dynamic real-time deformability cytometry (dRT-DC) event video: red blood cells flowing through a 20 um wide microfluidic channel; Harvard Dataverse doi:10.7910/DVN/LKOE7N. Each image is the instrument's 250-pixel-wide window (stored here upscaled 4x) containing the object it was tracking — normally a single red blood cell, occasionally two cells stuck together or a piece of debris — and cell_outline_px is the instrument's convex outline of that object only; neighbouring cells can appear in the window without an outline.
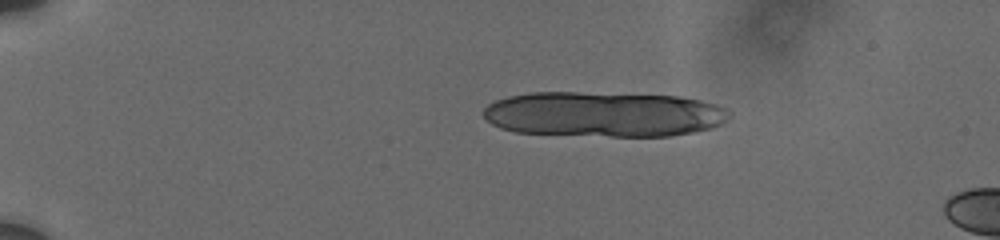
{"species": "human", "species_latin": "Homo sapiens", "temperature_condition": "cold", "stored_images_in_passage": 5, "camera_frame_rate_fps": 3000, "um_per_image_px": 0.085, "donor": {"sex": "male"}, "frame": {"image": 1, "passage_image": 1, "time_ms": 0.0, "image_size_px": [1000, 240], "cell_outline_px": [[732, 116], [728, 120], [712, 128], [692, 132], [668, 136], [612, 136], [516, 132], [500, 128], [492, 124], [484, 116], [484, 108], [488, 104], [496, 100], [508, 96], [528, 92], [580, 92], [680, 96], [700, 100], [716, 104], [724, 108]], "centroid_in_image_um": [51.32, 9.7], "position_along_channel_um": 33.7, "area_um2": 64.91}}